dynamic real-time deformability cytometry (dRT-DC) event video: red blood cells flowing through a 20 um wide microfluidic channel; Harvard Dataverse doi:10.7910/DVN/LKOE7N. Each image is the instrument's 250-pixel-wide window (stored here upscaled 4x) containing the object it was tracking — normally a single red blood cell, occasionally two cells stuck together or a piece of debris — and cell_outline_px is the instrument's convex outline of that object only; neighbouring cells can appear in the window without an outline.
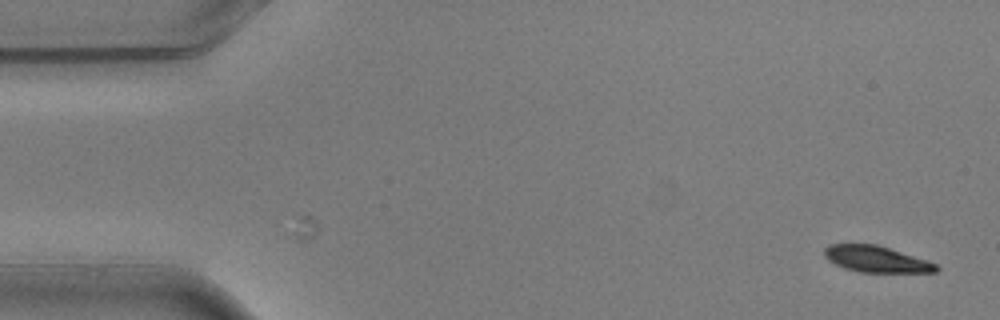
{"species": "common noctule bat (a hibernating species)", "species_latin": "Nyctalus noctula", "temperature_condition": "warm", "stored_images_in_passage": 6, "camera_frame_rate_fps": 3000, "um_per_image_px": 0.085, "animal": {"sex": "male", "body_mass_g": 20.5, "forearm_length_mm": 52.5}, "frame": {"image": 1, "passage_image": 1, "time_ms": 0.0, "image_size_px": [1000, 320], "cell_outline_px": [[940, 268], [936, 272], [860, 272], [844, 268], [828, 260], [824, 256], [824, 248], [828, 244], [876, 244], [936, 264]], "centroid_in_image_um": [74.42, 22.03], "position_along_channel_um": 10.6, "area_um2": 16.82}}
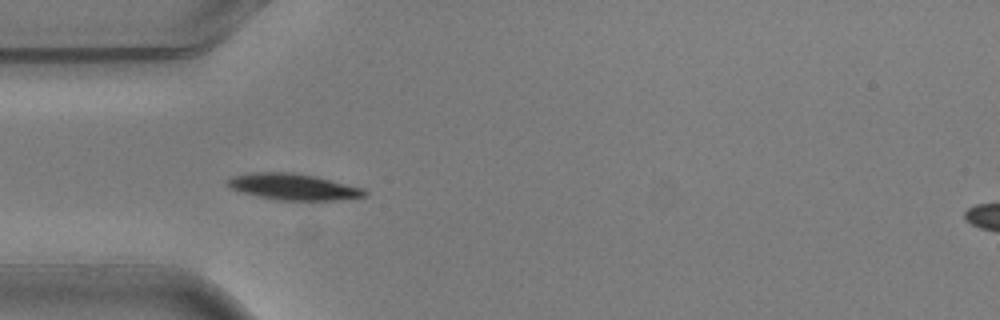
{"frame": {"image": 2, "passage_image": 5, "time_ms": 1.333, "image_size_px": [1000, 320], "cell_outline_px": [[368, 196], [336, 200], [280, 200], [260, 196], [228, 188], [224, 184], [232, 176], [252, 172], [292, 172], [312, 176], [364, 188], [368, 192]], "centroid_in_image_um": [24.92, 15.87], "position_along_channel_um": 60.1, "area_um2": 20.81}}
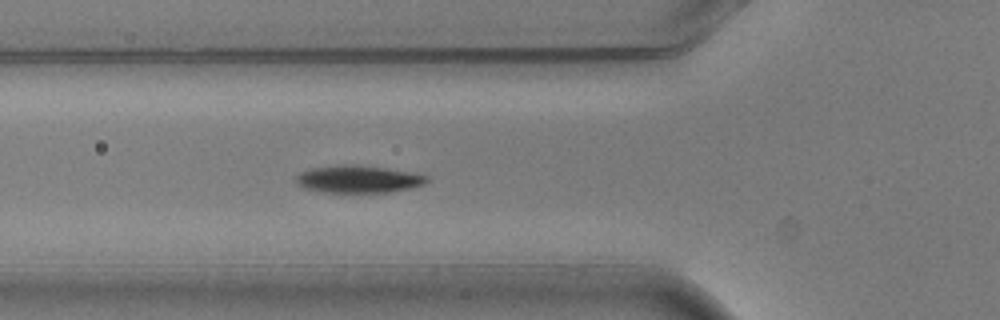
{"frame": {"image": 3, "passage_image": 6, "time_ms": 1.667, "image_size_px": [1000, 320], "cell_outline_px": [[428, 180], [424, 184], [412, 188], [388, 192], [324, 192], [304, 188], [296, 180], [296, 176], [300, 172], [312, 168], [352, 164], [356, 164], [416, 172], [428, 176]], "centroid_in_image_um": [30.52, 15.22], "position_along_channel_um": 95.3, "area_um2": 20.81}}